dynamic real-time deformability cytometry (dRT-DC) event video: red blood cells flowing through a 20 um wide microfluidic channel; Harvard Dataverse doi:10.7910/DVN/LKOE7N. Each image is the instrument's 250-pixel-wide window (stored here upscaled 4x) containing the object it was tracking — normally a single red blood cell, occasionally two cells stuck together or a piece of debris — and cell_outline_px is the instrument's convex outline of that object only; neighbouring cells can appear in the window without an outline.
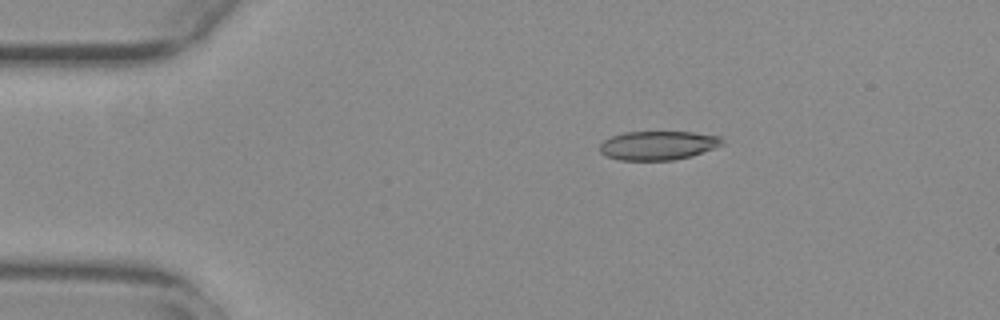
{"species": "common noctule bat (a hibernating species)", "species_latin": "Nyctalus noctula", "temperature_condition": "warm", "stored_images_in_passage": 45, "camera_frame_rate_fps": 3000, "um_per_image_px": 0.085, "animal": {"sex": "female", "body_mass_g": 29.2, "forearm_length_mm": 56.3}, "frame": {"image": 1, "passage_image": 1, "time_ms": 0.0, "image_size_px": [1000, 320], "cell_outline_px": [[724, 144], [692, 156], [672, 160], [620, 160], [608, 156], [600, 152], [600, 144], [604, 140], [612, 136], [624, 132], [692, 132], [720, 136], [724, 140]], "centroid_in_image_um": [55.95, 12.35], "position_along_channel_um": 29.0, "area_um2": 20.58}}
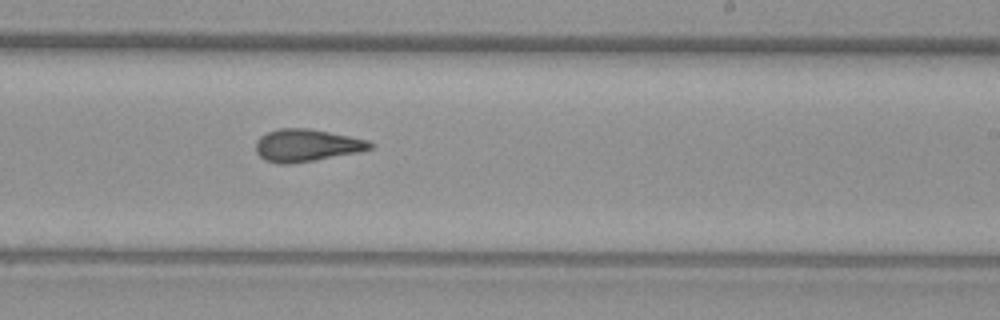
{"frame": {"image": 2, "passage_image": 24, "time_ms": 7.667, "image_size_px": [1000, 320], "cell_outline_px": [[376, 144], [372, 148], [360, 152], [288, 164], [280, 164], [264, 160], [256, 152], [256, 140], [260, 136], [268, 132], [280, 128], [308, 128], [368, 140]], "centroid_in_image_um": [26.06, 12.35], "position_along_channel_um": 262.9, "area_um2": 21.44}}
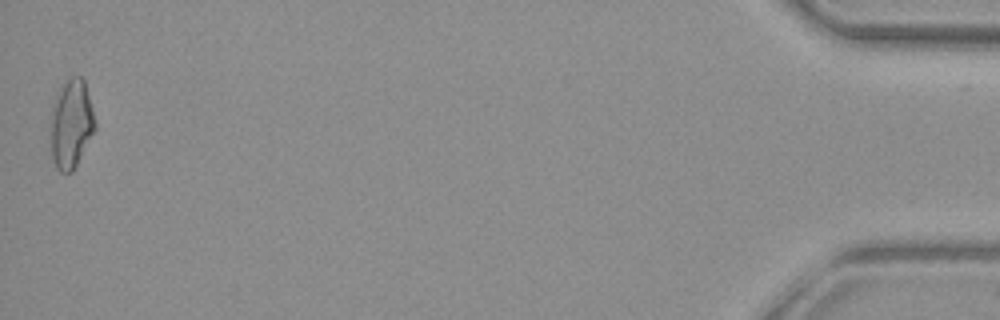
{"frame": {"image": 3, "passage_image": 45, "time_ms": 14.667, "image_size_px": [1000, 320], "cell_outline_px": [[96, 128], [72, 172], [60, 172], [56, 168], [52, 156], [52, 104], [56, 92], [72, 76], [80, 76], [84, 80], [96, 124]], "centroid_in_image_um": [6.05, 10.52], "position_along_channel_um": 429.1, "area_um2": 22.48}, "authors_computed_cell_mechanics": {"area_um2": 21.3282, "velocity_mm_per_s": 3.8086, "shape_relaxation_time_tau1_ms": null, "shape_relaxation_time_tau2_ms": 2.4109, "deformation_change_tau1": null, "deformation_change_tau2": 0.1087}}